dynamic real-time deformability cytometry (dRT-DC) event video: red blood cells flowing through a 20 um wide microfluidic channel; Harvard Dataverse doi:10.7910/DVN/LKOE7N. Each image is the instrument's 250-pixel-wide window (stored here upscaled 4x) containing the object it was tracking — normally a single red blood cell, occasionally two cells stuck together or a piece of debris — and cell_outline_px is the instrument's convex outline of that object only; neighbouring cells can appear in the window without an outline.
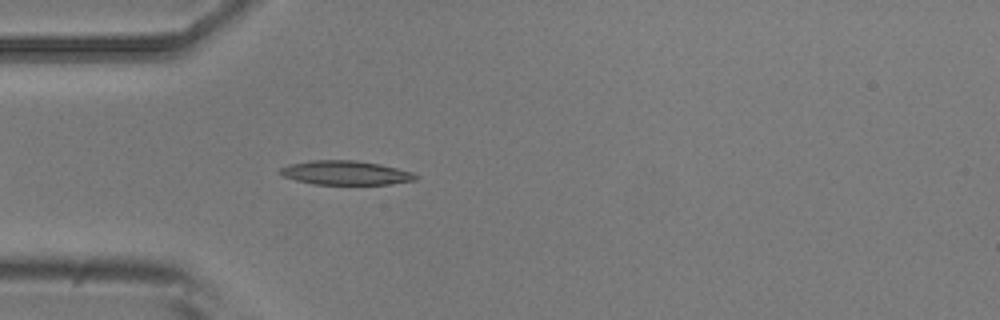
{"species": "common noctule bat (a hibernating species)", "species_latin": "Nyctalus noctula", "temperature_condition": "room temperature", "stored_images_in_passage": 43, "camera_frame_rate_fps": 3000, "um_per_image_px": 0.085, "animal": {"sex": "male", "body_mass_g": 20.5, "forearm_length_mm": 52.5}, "frame": {"image": 1, "passage_image": 5, "time_ms": 1.333, "image_size_px": [1000, 320], "cell_outline_px": [[420, 176], [416, 180], [392, 184], [312, 184], [296, 180], [284, 176], [280, 172], [280, 168], [288, 164], [312, 160], [356, 160], [380, 164], [412, 172]], "centroid_in_image_um": [29.4, 14.68], "position_along_channel_um": 55.6, "area_um2": 19.02}}
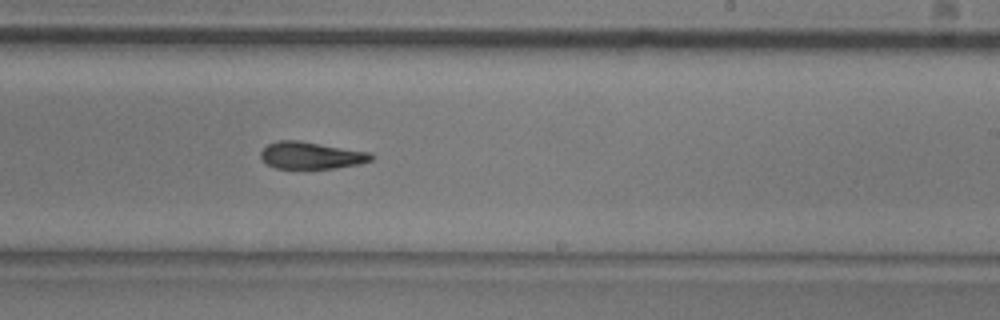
{"frame": {"image": 2, "passage_image": 22, "time_ms": 7.0, "image_size_px": [1000, 320], "cell_outline_px": [[372, 160], [360, 164], [336, 168], [276, 168], [268, 164], [260, 156], [260, 152], [268, 144], [280, 140], [300, 140], [368, 152], [372, 156]], "centroid_in_image_um": [26.44, 13.2], "position_along_channel_um": 262.6, "area_um2": 17.22}}
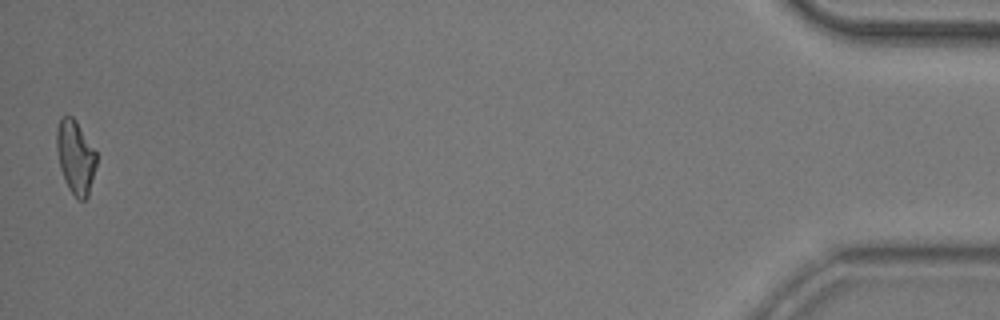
{"frame": {"image": 3, "passage_image": 43, "time_ms": 14.0, "image_size_px": [1000, 320], "cell_outline_px": [[96, 164], [88, 196], [84, 200], [76, 200], [68, 188], [60, 168], [56, 148], [56, 128], [60, 116], [72, 116], [76, 120], [96, 152]], "centroid_in_image_um": [6.39, 13.34], "position_along_channel_um": 428.8, "area_um2": 17.11}, "authors_computed_cell_mechanics": {"area_um2": 17.918, "velocity_mm_per_s": 3.7237, "shape_relaxation_time_tau1_ms": 5.8418, "shape_relaxation_time_tau2_ms": 6.6858, "deformation_change_tau1": 0.1853, "deformation_change_tau2": 0.1683}}